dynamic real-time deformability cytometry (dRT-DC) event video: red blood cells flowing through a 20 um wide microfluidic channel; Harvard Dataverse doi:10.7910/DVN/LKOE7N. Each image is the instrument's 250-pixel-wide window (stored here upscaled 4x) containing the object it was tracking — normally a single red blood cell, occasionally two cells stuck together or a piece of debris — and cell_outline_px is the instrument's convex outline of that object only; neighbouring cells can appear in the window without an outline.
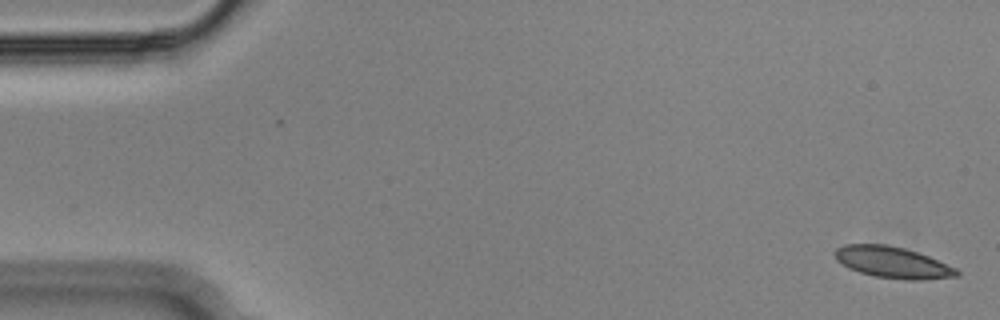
{"species": "Egyptian fruit bat (a non-hibernating species)", "species_latin": "Rousettus aegyptiacus", "temperature_condition": "cold", "stored_images_in_passage": 54, "camera_frame_rate_fps": 3000, "um_per_image_px": 0.085, "animal": {"sex": "male"}, "frame": {"image": 1, "passage_image": 1, "time_ms": 0.0, "image_size_px": [1000, 320], "cell_outline_px": [[960, 272], [956, 276], [920, 280], [904, 280], [876, 276], [860, 272], [848, 268], [836, 260], [836, 248], [844, 244], [888, 244], [904, 248], [928, 256], [956, 268]], "centroid_in_image_um": [75.86, 22.3], "position_along_channel_um": 9.1, "area_um2": 22.08}}
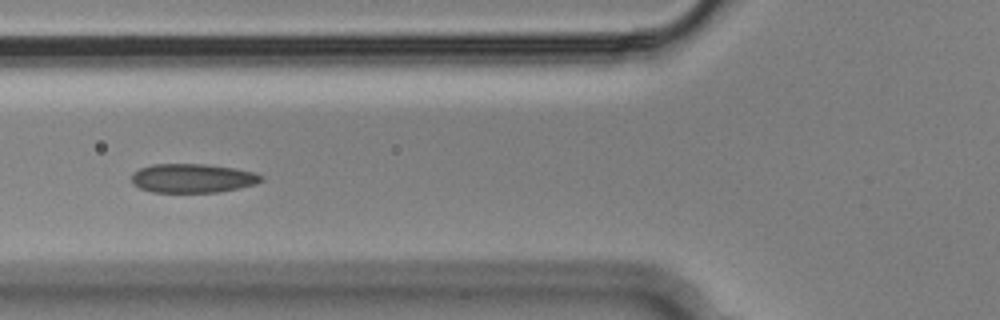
{"frame": {"image": 2, "passage_image": 20, "time_ms": 6.333, "image_size_px": [1000, 320], "cell_outline_px": [[264, 180], [256, 184], [240, 188], [220, 192], [152, 192], [140, 188], [132, 184], [132, 172], [140, 168], [152, 164], [204, 164], [232, 168], [252, 172], [264, 176]], "centroid_in_image_um": [16.36, 15.15], "position_along_channel_um": 109.4, "area_um2": 21.96}}
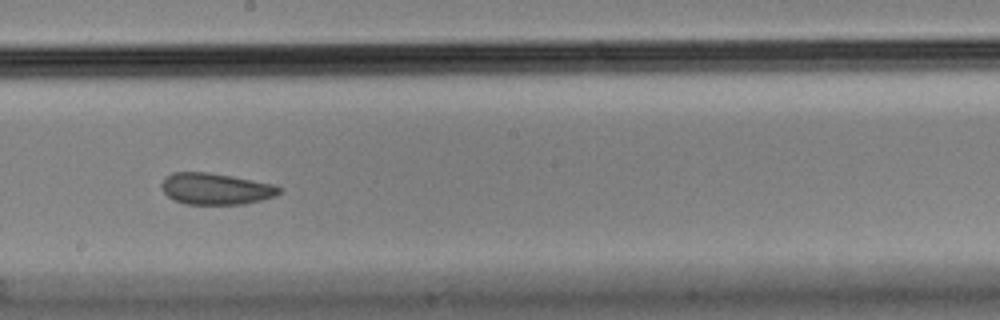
{"frame": {"image": 3, "passage_image": 30, "time_ms": 9.667, "image_size_px": [1000, 320], "cell_outline_px": [[280, 192], [276, 196], [244, 204], [184, 204], [172, 200], [160, 188], [160, 184], [164, 176], [172, 172], [208, 172], [232, 176], [272, 184], [280, 188]], "centroid_in_image_um": [18.26, 16.05], "position_along_channel_um": 229.9, "area_um2": 21.68}, "authors_computed_cell_mechanics": {"area_um2": 22.5998, "velocity_mm_per_s": 3.605, "shape_relaxation_time_tau1_ms": null, "shape_relaxation_time_tau2_ms": 2.0384, "deformation_change_tau1": null, "deformation_change_tau2": 0.0709}}